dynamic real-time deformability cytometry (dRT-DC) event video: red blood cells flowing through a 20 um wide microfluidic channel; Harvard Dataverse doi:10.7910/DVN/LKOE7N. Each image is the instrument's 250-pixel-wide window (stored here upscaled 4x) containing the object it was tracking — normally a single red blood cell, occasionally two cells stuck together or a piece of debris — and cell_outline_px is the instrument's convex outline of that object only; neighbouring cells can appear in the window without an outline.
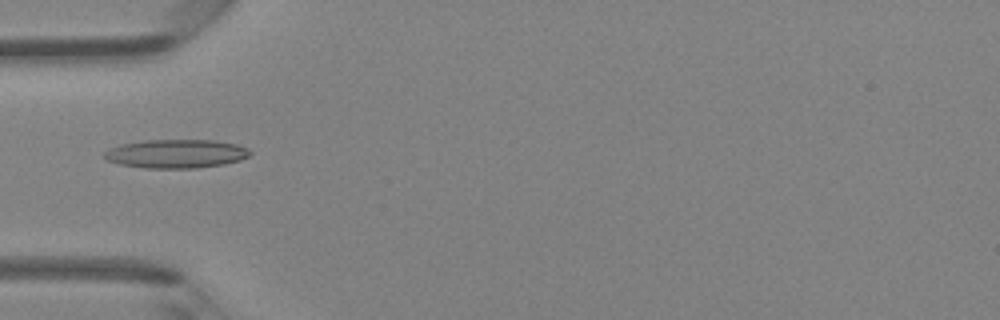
{"species": "Egyptian fruit bat (a non-hibernating species)", "species_latin": "Rousettus aegyptiacus", "temperature_condition": "room temperature", "stored_images_in_passage": 5, "camera_frame_rate_fps": 3000, "um_per_image_px": 0.085, "animal": {"sex": "female"}, "frame": {"image": 1, "passage_image": 4, "time_ms": 1.0, "image_size_px": [1000, 320], "cell_outline_px": [[252, 152], [248, 156], [240, 160], [224, 164], [196, 168], [144, 168], [120, 164], [108, 160], [100, 156], [104, 152], [120, 144], [144, 140], [212, 140], [236, 144], [248, 148]], "centroid_in_image_um": [14.96, 13.07], "position_along_channel_um": 70.0, "area_um2": 24.39}}
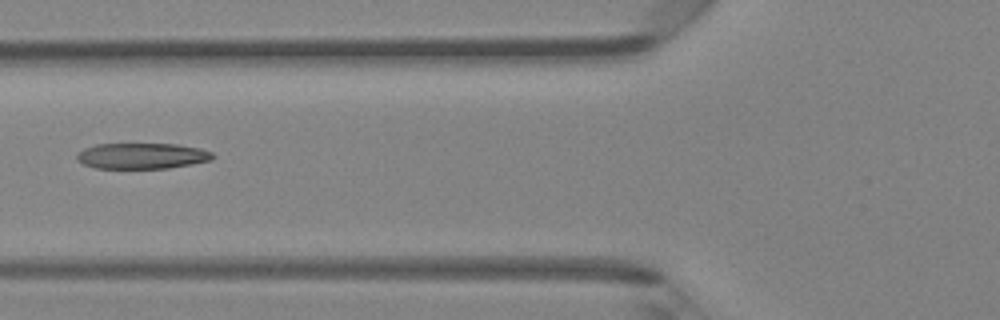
{"frame": {"image": 2, "passage_image": 5, "time_ms": 1.333, "image_size_px": [1000, 320], "cell_outline_px": [[216, 156], [212, 160], [192, 164], [168, 168], [96, 168], [84, 164], [76, 160], [76, 152], [84, 148], [96, 144], [176, 144], [200, 148], [212, 152]], "centroid_in_image_um": [12.07, 13.25], "position_along_channel_um": 113.7, "area_um2": 20.58}}